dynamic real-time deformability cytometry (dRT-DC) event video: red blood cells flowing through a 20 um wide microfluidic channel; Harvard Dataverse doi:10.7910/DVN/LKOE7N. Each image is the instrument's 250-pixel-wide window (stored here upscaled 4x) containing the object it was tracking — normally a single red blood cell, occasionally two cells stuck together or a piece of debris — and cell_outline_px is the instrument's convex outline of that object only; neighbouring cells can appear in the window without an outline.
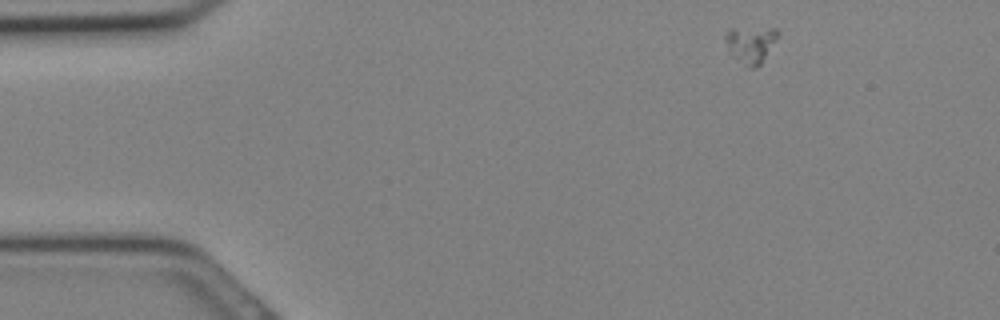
{"species": "Egyptian fruit bat (a non-hibernating species)", "species_latin": "Rousettus aegyptiacus", "temperature_condition": "cold", "stored_images_in_passage": 28, "camera_frame_rate_fps": 3000, "um_per_image_px": 0.085, "animal": {"sex": "female"}, "frame": {"image": 1, "passage_image": 1, "time_ms": 0.0, "image_size_px": [1000, 320], "cell_outline_px": [[776, 36], [760, 64], [756, 68], [748, 68], [732, 56], [724, 40], [724, 36], [728, 28], [776, 28]], "centroid_in_image_um": [63.71, 3.77], "position_along_channel_um": 21.3, "area_um2": 10.92}}